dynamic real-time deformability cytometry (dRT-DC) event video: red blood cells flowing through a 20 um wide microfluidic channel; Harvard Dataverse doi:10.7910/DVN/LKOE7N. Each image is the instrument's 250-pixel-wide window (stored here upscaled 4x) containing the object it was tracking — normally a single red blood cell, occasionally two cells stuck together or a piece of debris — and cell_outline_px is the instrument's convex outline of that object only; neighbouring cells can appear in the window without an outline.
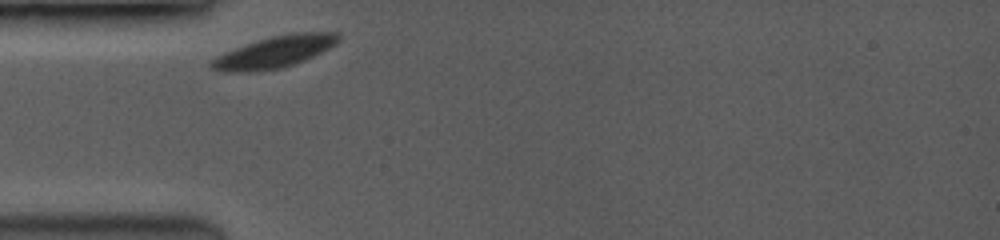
{"species": "common noctule bat (a hibernating species)", "species_latin": "Nyctalus noctula", "temperature_condition": "room temperature", "stored_images_in_passage": 16, "camera_frame_rate_fps": 3500, "um_per_image_px": 0.085, "animal": {"sex": "female", "body_mass_g": 19.0, "forearm_length_mm": 53.3}, "frame": {"image": 1, "passage_image": 1, "time_ms": 0.0, "image_size_px": [1000, 240], "cell_outline_px": [[340, 40], [336, 44], [304, 60], [280, 68], [252, 72], [216, 72], [208, 64], [216, 56], [236, 48], [272, 36], [296, 32], [340, 32]], "centroid_in_image_um": [23.33, 4.42], "position_along_channel_um": 61.7, "area_um2": 23.18}}
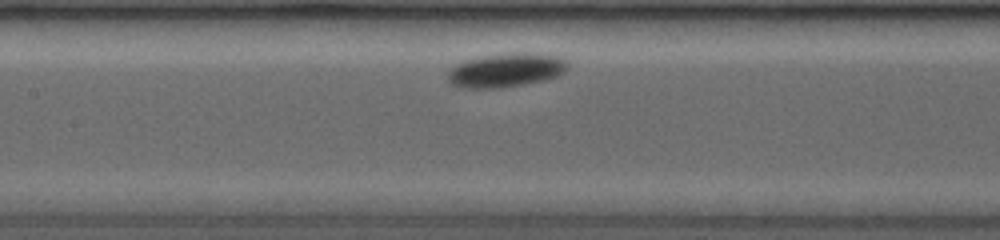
{"frame": {"image": 2, "passage_image": 7, "time_ms": 2.857, "image_size_px": [1000, 240], "cell_outline_px": [[568, 68], [564, 72], [556, 76], [544, 80], [524, 84], [500, 88], [464, 88], [452, 84], [448, 80], [448, 68], [464, 60], [500, 52], [540, 52], [560, 56], [568, 64]], "centroid_in_image_um": [43.01, 5.93], "position_along_channel_um": 164.4, "area_um2": 24.28}}
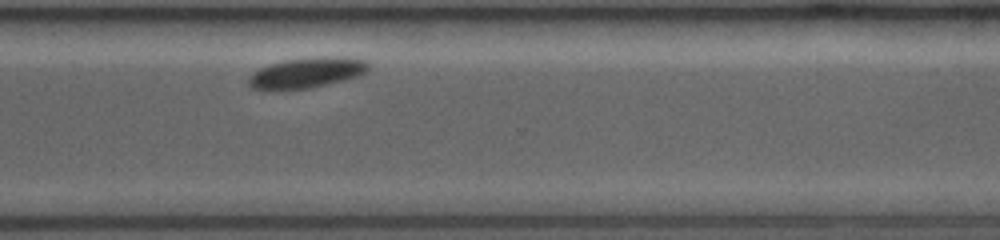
{"frame": {"image": 3, "passage_image": 16, "time_ms": 7.714, "image_size_px": [1000, 240], "cell_outline_px": [[368, 68], [364, 72], [356, 76], [308, 88], [252, 88], [248, 84], [248, 80], [260, 68], [272, 64], [288, 60], [320, 56], [344, 56], [364, 60], [368, 64]], "centroid_in_image_um": [26.12, 6.14], "position_along_channel_um": 344.5, "area_um2": 20.23}}